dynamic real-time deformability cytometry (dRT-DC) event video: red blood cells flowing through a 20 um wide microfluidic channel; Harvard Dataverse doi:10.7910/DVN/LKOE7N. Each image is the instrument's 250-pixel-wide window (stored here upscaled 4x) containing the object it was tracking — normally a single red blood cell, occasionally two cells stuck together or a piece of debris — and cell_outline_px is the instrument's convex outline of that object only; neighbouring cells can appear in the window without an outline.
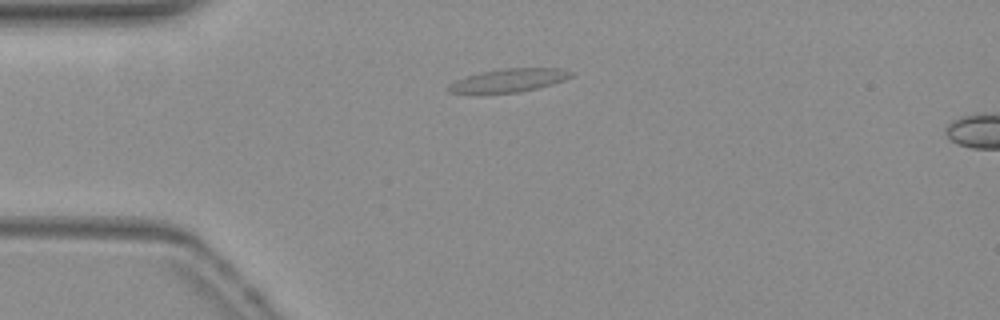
{"species": "common noctule bat (a hibernating species)", "species_latin": "Nyctalus noctula", "temperature_condition": "warm", "stored_images_in_passage": 16, "camera_frame_rate_fps": 3000, "um_per_image_px": 0.085, "animal": {"sex": "female", "body_mass_g": 19.3, "forearm_length_mm": 54.1}, "frame": {"image": 1, "passage_image": 1, "time_ms": 0.0, "image_size_px": [1000, 320], "cell_outline_px": [[572, 76], [564, 80], [552, 84], [520, 92], [480, 96], [476, 96], [448, 92], [444, 88], [448, 84], [456, 80], [480, 72], [504, 68], [560, 68], [572, 72]], "centroid_in_image_um": [43.1, 6.88], "position_along_channel_um": 41.9, "area_um2": 17.4}}
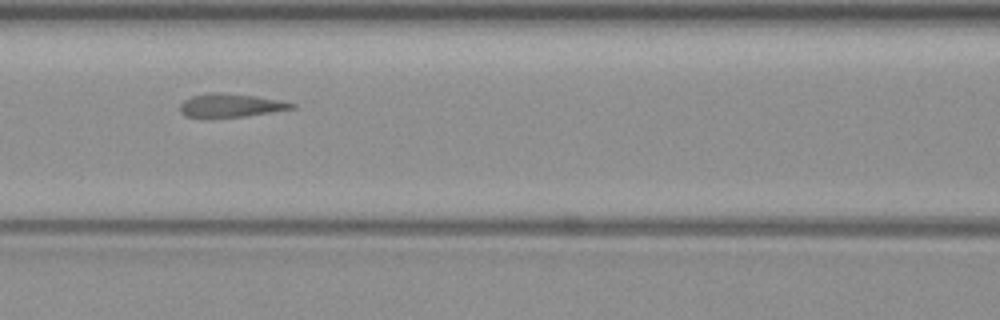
{"frame": {"image": 2, "passage_image": 11, "time_ms": 3.333, "image_size_px": [1000, 320], "cell_outline_px": [[296, 108], [244, 116], [184, 116], [180, 112], [180, 104], [184, 100], [192, 96], [208, 92], [224, 92], [256, 96], [296, 104]], "centroid_in_image_um": [19.58, 8.93], "position_along_channel_um": 147.0, "area_um2": 14.91}}
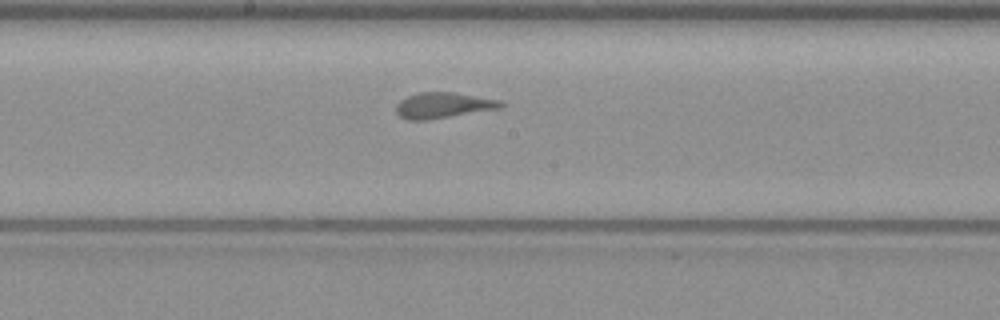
{"frame": {"image": 3, "passage_image": 16, "time_ms": 5.0, "image_size_px": [1000, 320], "cell_outline_px": [[504, 104], [500, 108], [428, 120], [408, 120], [400, 116], [396, 112], [396, 104], [400, 100], [416, 92], [456, 92], [500, 100]], "centroid_in_image_um": [37.64, 8.94], "position_along_channel_um": 210.6, "area_um2": 15.72}}